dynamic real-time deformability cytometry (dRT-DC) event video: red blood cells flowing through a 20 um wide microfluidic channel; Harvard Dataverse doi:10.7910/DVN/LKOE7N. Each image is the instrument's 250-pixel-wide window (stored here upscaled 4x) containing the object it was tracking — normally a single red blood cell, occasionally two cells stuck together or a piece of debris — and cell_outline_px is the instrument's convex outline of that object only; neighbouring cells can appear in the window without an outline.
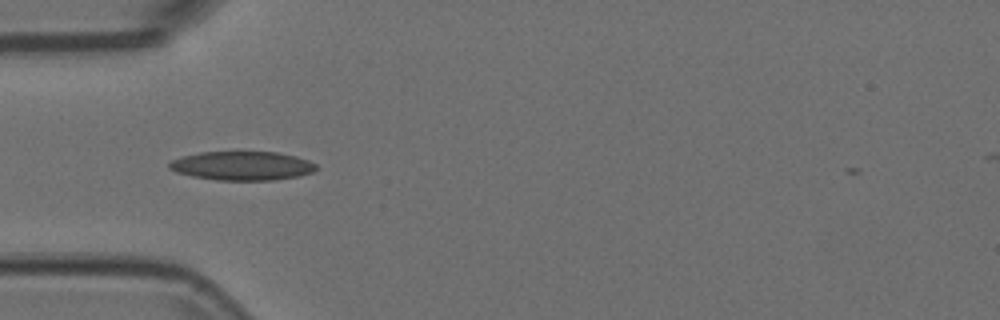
{"species": "Egyptian fruit bat (a non-hibernating species)", "species_latin": "Rousettus aegyptiacus", "temperature_condition": "room temperature", "stored_images_in_passage": 24, "camera_frame_rate_fps": 3000, "um_per_image_px": 0.085, "animal": {"sex": "female"}, "frame": {"image": 1, "passage_image": 3, "time_ms": 0.667, "image_size_px": [1000, 320], "cell_outline_px": [[320, 168], [312, 172], [300, 176], [272, 180], [216, 180], [192, 176], [176, 172], [168, 168], [168, 164], [172, 160], [180, 156], [200, 152], [240, 148], [276, 152], [296, 156], [308, 160], [316, 164]], "centroid_in_image_um": [20.57, 14.04], "position_along_channel_um": 64.4, "area_um2": 26.01}}
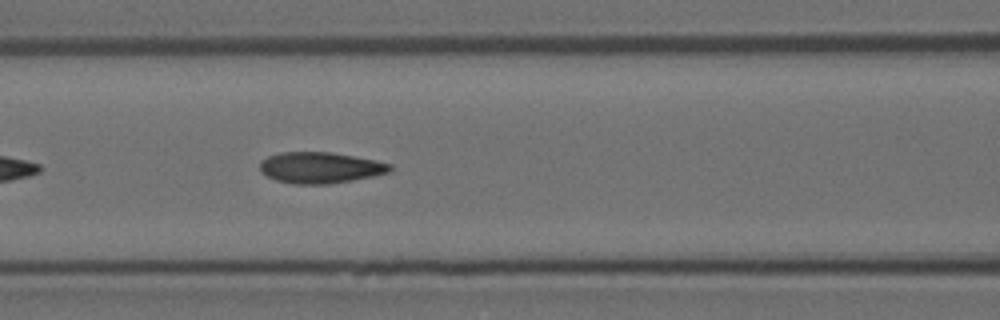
{"frame": {"image": 2, "passage_image": 9, "time_ms": 2.667, "image_size_px": [1000, 320], "cell_outline_px": [[392, 168], [388, 172], [372, 176], [352, 180], [328, 184], [292, 184], [276, 180], [260, 172], [260, 160], [268, 156], [280, 152], [332, 152], [376, 160], [392, 164]], "centroid_in_image_um": [27.19, 14.24], "position_along_channel_um": 139.4, "area_um2": 23.64}}
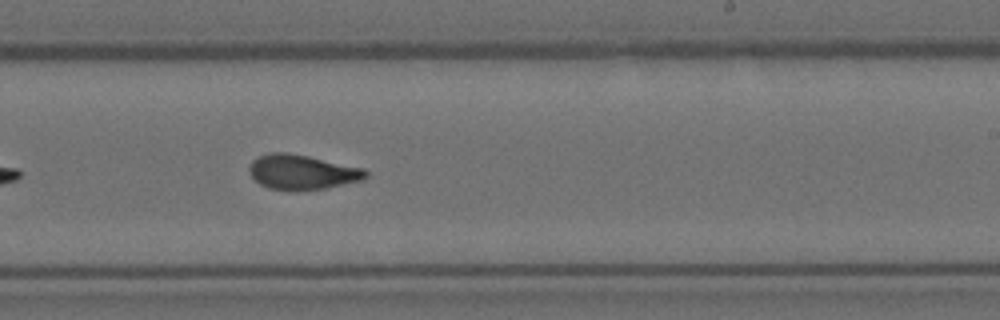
{"frame": {"image": 3, "passage_image": 19, "time_ms": 6.0, "image_size_px": [1000, 320], "cell_outline_px": [[368, 176], [364, 180], [328, 188], [268, 188], [260, 184], [252, 176], [248, 168], [252, 160], [260, 156], [272, 152], [288, 152], [308, 156], [364, 168], [368, 172]], "centroid_in_image_um": [25.72, 14.59], "position_along_channel_um": 263.3, "area_um2": 23.12}}